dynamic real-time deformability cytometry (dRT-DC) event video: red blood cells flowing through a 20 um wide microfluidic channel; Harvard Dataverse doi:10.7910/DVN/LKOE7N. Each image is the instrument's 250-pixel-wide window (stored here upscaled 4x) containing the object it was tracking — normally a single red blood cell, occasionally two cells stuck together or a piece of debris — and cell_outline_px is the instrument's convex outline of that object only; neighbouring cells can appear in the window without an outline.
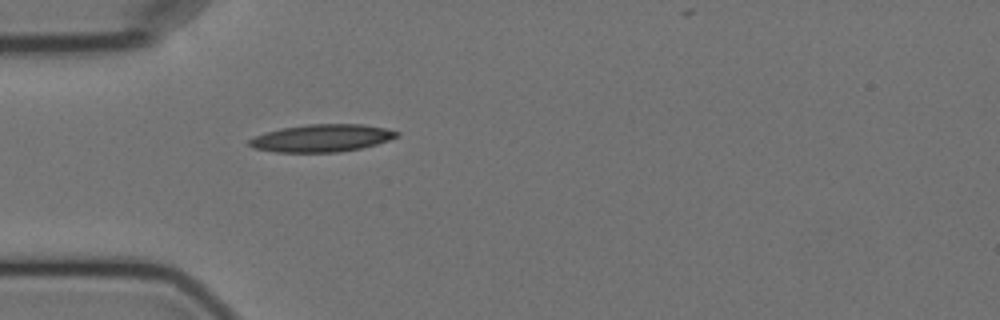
{"species": "Egyptian fruit bat (a non-hibernating species)", "species_latin": "Rousettus aegyptiacus", "temperature_condition": "cold", "stored_images_in_passage": 1, "camera_frame_rate_fps": 3000, "um_per_image_px": 0.085, "animal": {"sex": "female"}, "frame": {"image": 1, "passage_image": 1, "time_ms": 0.0, "image_size_px": [1000, 320], "cell_outline_px": [[400, 136], [376, 144], [360, 148], [340, 152], [276, 152], [256, 148], [248, 144], [248, 140], [256, 136], [280, 128], [308, 124], [360, 124], [384, 128], [400, 132]], "centroid_in_image_um": [27.37, 11.73], "position_along_channel_um": 57.6, "area_um2": 23.41}}